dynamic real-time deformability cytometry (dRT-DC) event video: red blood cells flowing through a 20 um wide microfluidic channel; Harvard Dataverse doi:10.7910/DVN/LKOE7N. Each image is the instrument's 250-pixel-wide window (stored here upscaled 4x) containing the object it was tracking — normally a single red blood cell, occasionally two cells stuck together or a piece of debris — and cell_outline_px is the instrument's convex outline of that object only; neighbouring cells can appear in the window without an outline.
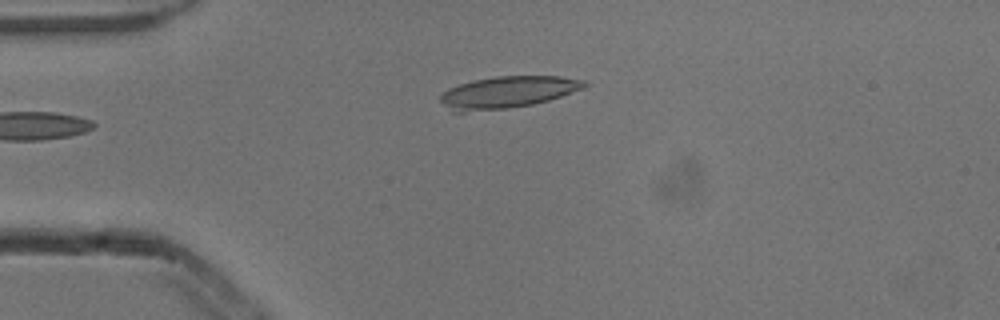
{"species": "common noctule bat (a hibernating species)", "species_latin": "Nyctalus noctula", "temperature_condition": "cold", "stored_images_in_passage": 3, "camera_frame_rate_fps": 3000, "um_per_image_px": 0.085, "animal": {"sex": "male", "body_mass_g": 13.3}, "frame": {"image": 1, "passage_image": 1, "time_ms": 0.0, "image_size_px": [1000, 320], "cell_outline_px": [[588, 84], [584, 88], [548, 100], [532, 104], [508, 108], [464, 112], [452, 112], [440, 100], [440, 92], [448, 88], [472, 80], [496, 76], [560, 76], [588, 80]], "centroid_in_image_um": [43.13, 7.82], "position_along_channel_um": 41.9, "area_um2": 26.76}}
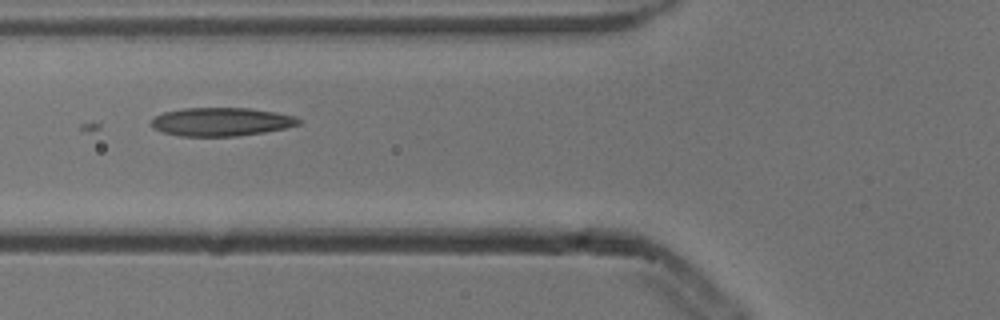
{"frame": {"image": 2, "passage_image": 3, "time_ms": 0.667, "image_size_px": [1000, 320], "cell_outline_px": [[300, 124], [284, 128], [264, 132], [236, 136], [180, 136], [160, 132], [152, 128], [152, 120], [156, 116], [164, 112], [184, 108], [248, 108], [276, 112], [296, 116], [300, 120]], "centroid_in_image_um": [18.79, 10.35], "position_along_channel_um": 107.0, "area_um2": 24.39}}